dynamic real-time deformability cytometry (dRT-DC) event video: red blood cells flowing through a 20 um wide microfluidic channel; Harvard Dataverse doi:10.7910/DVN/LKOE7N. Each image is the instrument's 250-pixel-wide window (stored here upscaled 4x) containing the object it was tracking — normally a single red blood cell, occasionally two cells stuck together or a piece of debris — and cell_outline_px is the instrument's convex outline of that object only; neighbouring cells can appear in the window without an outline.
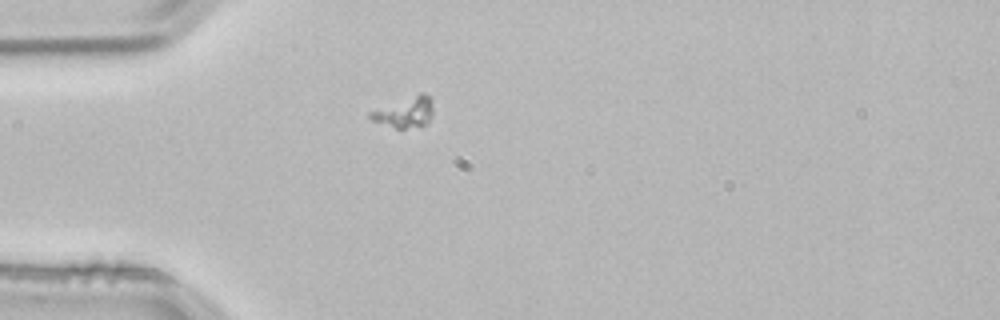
{"species": "common noctule bat (a hibernating species)", "species_latin": "Nyctalus noctula", "temperature_condition": "room temperature", "stored_images_in_passage": 1, "camera_frame_rate_fps": 3000, "um_per_image_px": 0.085, "animal": {"sex": "male", "body_mass_g": 21.5, "forearm_length_mm": 52.0}, "frame": {"image": 1, "passage_image": 1, "time_ms": 0.0, "image_size_px": [1000, 320], "cell_outline_px": [[432, 112], [428, 124], [404, 128], [396, 128], [372, 120], [368, 116], [368, 112], [420, 92], [424, 92], [428, 96], [432, 104]], "centroid_in_image_um": [34.41, 9.53], "position_along_channel_um": 50.6, "area_um2": 10.98}}